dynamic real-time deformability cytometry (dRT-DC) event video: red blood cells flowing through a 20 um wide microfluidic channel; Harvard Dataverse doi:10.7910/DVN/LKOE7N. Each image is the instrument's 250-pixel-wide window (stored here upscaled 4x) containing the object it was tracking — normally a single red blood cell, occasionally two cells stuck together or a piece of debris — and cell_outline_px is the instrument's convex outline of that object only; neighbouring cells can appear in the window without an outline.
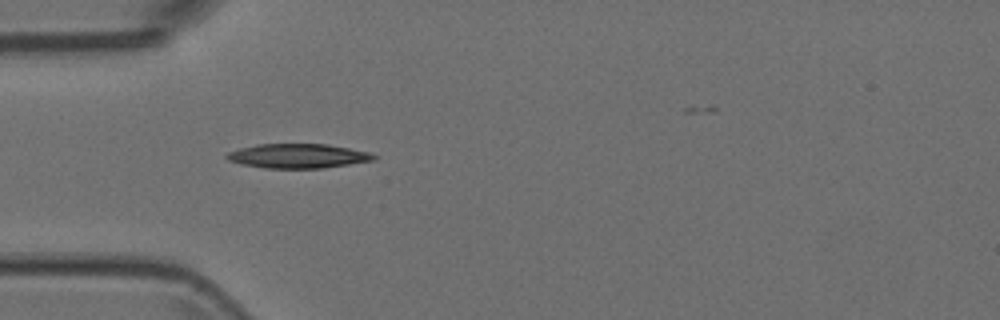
{"species": "Egyptian fruit bat (a non-hibernating species)", "species_latin": "Rousettus aegyptiacus", "temperature_condition": "room temperature", "stored_images_in_passage": 11, "camera_frame_rate_fps": 3000, "um_per_image_px": 0.085, "animal": {"sex": "female"}, "frame": {"image": 1, "passage_image": 2, "time_ms": 0.333, "image_size_px": [1000, 320], "cell_outline_px": [[376, 160], [324, 168], [264, 168], [240, 164], [228, 160], [224, 156], [228, 152], [240, 148], [256, 144], [328, 144], [368, 152], [376, 156]], "centroid_in_image_um": [25.3, 13.26], "position_along_channel_um": 59.7, "area_um2": 20.92}}
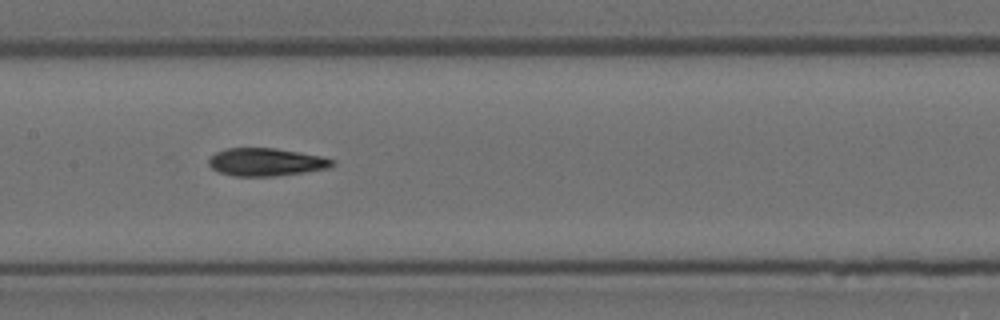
{"frame": {"image": 2, "passage_image": 5, "time_ms": 1.333, "image_size_px": [1000, 320], "cell_outline_px": [[336, 164], [328, 168], [304, 172], [276, 176], [232, 176], [220, 172], [212, 168], [208, 164], [208, 160], [216, 152], [228, 148], [276, 148], [300, 152], [320, 156], [336, 160]], "centroid_in_image_um": [22.63, 13.77], "position_along_channel_um": 184.8, "area_um2": 20.06}}
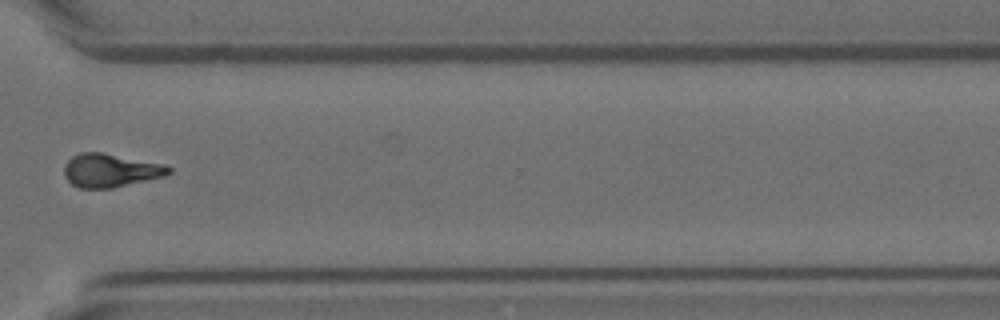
{"frame": {"image": 3, "passage_image": 9, "time_ms": 2.667, "image_size_px": [1000, 320], "cell_outline_px": [[172, 172], [164, 176], [112, 188], [80, 188], [72, 184], [64, 176], [64, 164], [72, 156], [80, 152], [104, 152], [164, 164], [172, 168]], "centroid_in_image_um": [9.38, 14.47], "position_along_channel_um": 361.2, "area_um2": 20.46}}